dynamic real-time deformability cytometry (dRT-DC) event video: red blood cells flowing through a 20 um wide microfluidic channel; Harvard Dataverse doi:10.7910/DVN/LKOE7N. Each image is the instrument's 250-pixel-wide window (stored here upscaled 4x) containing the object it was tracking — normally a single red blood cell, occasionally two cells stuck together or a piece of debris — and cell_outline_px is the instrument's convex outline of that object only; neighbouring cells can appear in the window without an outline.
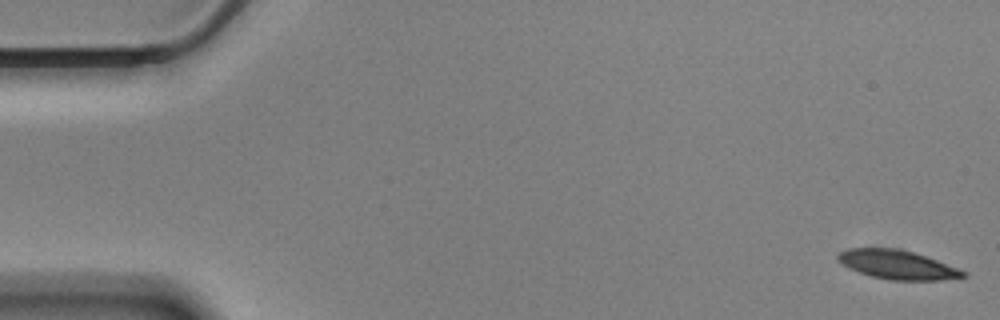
{"species": "Egyptian fruit bat (a non-hibernating species)", "species_latin": "Rousettus aegyptiacus", "temperature_condition": "cold", "stored_images_in_passage": 58, "camera_frame_rate_fps": 3000, "um_per_image_px": 0.085, "animal": {"sex": "male"}, "frame": {"image": 1, "passage_image": 1, "time_ms": 0.0, "image_size_px": [1000, 320], "cell_outline_px": [[968, 276], [940, 280], [892, 280], [872, 276], [848, 268], [836, 256], [840, 252], [848, 248], [900, 248], [936, 260], [968, 272]], "centroid_in_image_um": [76.29, 22.5], "position_along_channel_um": 8.7, "area_um2": 20.87}}
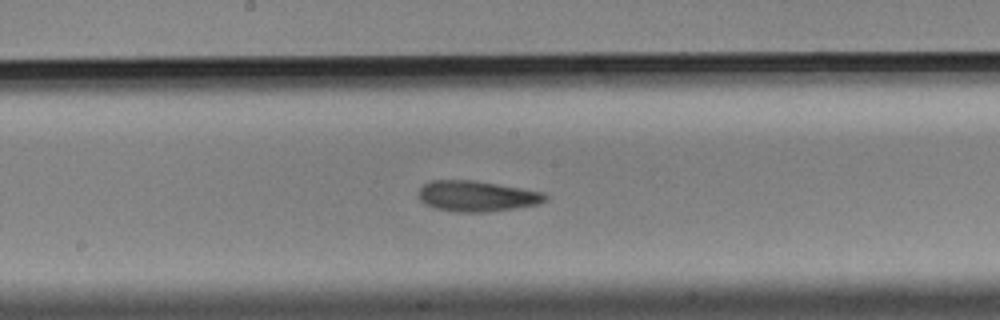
{"frame": {"image": 2, "passage_image": 30, "time_ms": 9.667, "image_size_px": [1000, 320], "cell_outline_px": [[548, 200], [540, 204], [520, 208], [488, 212], [456, 212], [436, 208], [424, 204], [420, 200], [416, 192], [424, 184], [432, 180], [472, 180], [544, 192], [548, 196]], "centroid_in_image_um": [40.55, 16.68], "position_along_channel_um": 207.7, "area_um2": 22.95}}
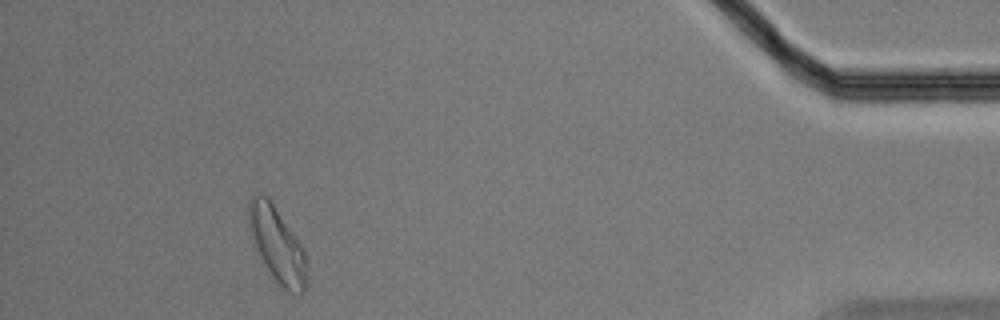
{"frame": {"image": 3, "passage_image": 53, "time_ms": 17.333, "image_size_px": [1000, 320], "cell_outline_px": [[304, 292], [300, 296], [296, 296], [288, 292], [272, 276], [260, 256], [252, 232], [248, 212], [248, 200], [256, 192], [260, 192], [268, 196], [292, 232], [304, 252]], "centroid_in_image_um": [23.53, 20.76], "position_along_channel_um": 411.7, "area_um2": 24.28}, "authors_computed_cell_mechanics": {"area_um2": 22.3686, "velocity_mm_per_s": 3.4366, "shape_relaxation_time_tau1_ms": 4.6971, "shape_relaxation_time_tau2_ms": 2.8153, "deformation_change_tau1": 0.1396, "deformation_change_tau2": 0.1011}}